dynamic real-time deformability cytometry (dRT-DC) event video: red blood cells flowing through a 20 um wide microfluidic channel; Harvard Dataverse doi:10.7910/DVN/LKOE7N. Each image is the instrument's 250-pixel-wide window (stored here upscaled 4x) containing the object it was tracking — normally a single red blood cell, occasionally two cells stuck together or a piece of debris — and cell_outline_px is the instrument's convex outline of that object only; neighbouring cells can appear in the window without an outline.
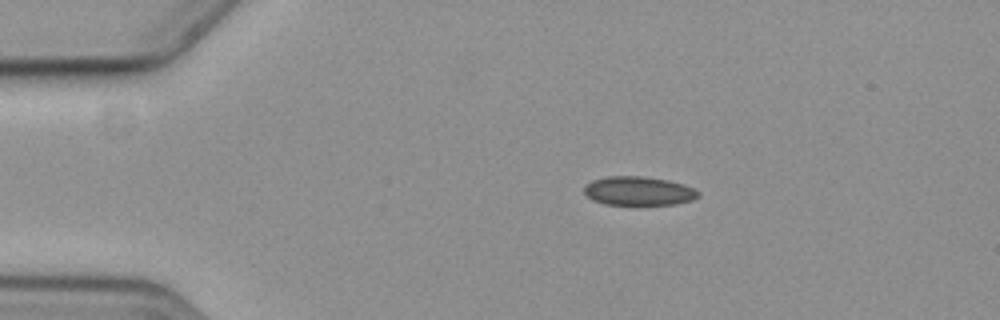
{"species": "common noctule bat (a hibernating species)", "species_latin": "Nyctalus noctula", "temperature_condition": "cold", "stored_images_in_passage": 7, "camera_frame_rate_fps": 3000, "um_per_image_px": 0.085, "animal": {"sex": "female", "body_mass_g": 19.3, "forearm_length_mm": 54.1}, "frame": {"image": 1, "passage_image": 1, "time_ms": 0.0, "image_size_px": [1000, 320], "cell_outline_px": [[700, 196], [692, 200], [672, 204], [604, 204], [592, 200], [584, 192], [584, 188], [592, 180], [608, 176], [640, 176], [668, 180], [684, 184], [700, 192]], "centroid_in_image_um": [54.28, 16.22], "position_along_channel_um": 30.7, "area_um2": 19.02}}
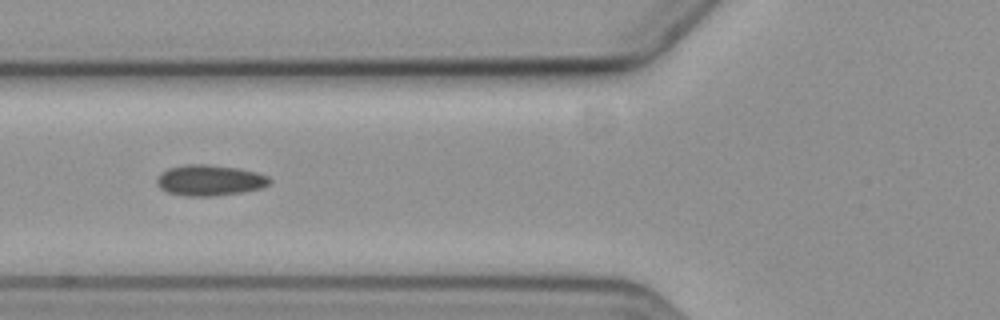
{"frame": {"image": 2, "passage_image": 4, "time_ms": 3.667, "image_size_px": [1000, 320], "cell_outline_px": [[272, 180], [264, 188], [244, 192], [212, 196], [184, 196], [168, 192], [160, 188], [156, 184], [156, 180], [168, 168], [184, 164], [208, 164], [240, 168], [256, 172], [268, 176]], "centroid_in_image_um": [17.86, 15.32], "position_along_channel_um": 107.9, "area_um2": 20.4}}
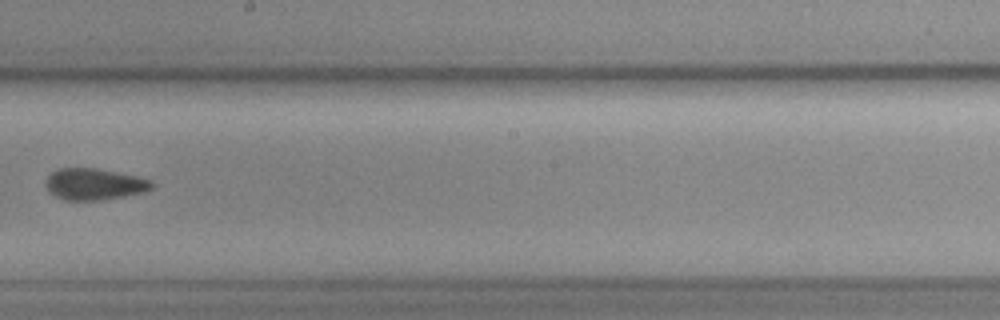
{"frame": {"image": 3, "passage_image": 7, "time_ms": 7.333, "image_size_px": [1000, 320], "cell_outline_px": [[156, 184], [152, 188], [144, 192], [124, 196], [100, 200], [64, 200], [56, 196], [44, 184], [48, 176], [56, 168], [96, 168], [136, 176], [152, 180]], "centroid_in_image_um": [8.04, 15.65], "position_along_channel_um": 240.2, "area_um2": 19.42}}